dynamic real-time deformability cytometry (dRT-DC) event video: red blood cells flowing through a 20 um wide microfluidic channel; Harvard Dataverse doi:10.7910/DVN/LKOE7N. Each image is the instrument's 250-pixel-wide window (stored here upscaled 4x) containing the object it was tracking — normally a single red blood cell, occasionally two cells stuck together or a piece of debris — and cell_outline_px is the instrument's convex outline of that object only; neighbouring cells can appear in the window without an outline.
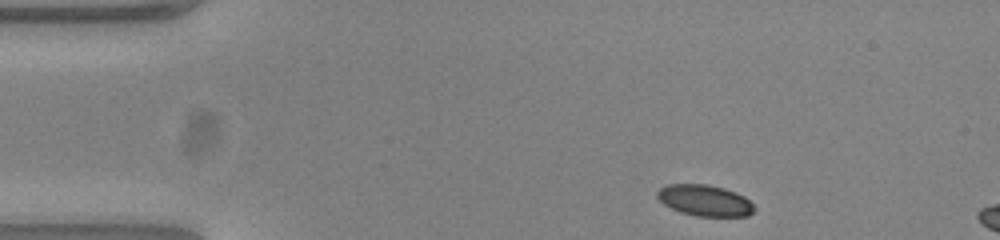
{"species": "common noctule bat (a hibernating species)", "species_latin": "Nyctalus noctula", "temperature_condition": "warm", "stored_images_in_passage": 6, "camera_frame_rate_fps": 3000, "um_per_image_px": 0.085, "animal": {"sex": "female", "body_mass_g": 23.0, "forearm_length_mm": 53.4}, "frame": {"image": 1, "passage_image": 1, "time_ms": 0.0, "image_size_px": [1000, 240], "cell_outline_px": [[756, 208], [748, 216], [696, 216], [680, 212], [664, 204], [656, 196], [656, 192], [660, 188], [668, 184], [704, 184], [724, 188], [736, 192], [744, 196]], "centroid_in_image_um": [59.9, 17.03], "position_along_channel_um": 25.1, "area_um2": 17.57}}